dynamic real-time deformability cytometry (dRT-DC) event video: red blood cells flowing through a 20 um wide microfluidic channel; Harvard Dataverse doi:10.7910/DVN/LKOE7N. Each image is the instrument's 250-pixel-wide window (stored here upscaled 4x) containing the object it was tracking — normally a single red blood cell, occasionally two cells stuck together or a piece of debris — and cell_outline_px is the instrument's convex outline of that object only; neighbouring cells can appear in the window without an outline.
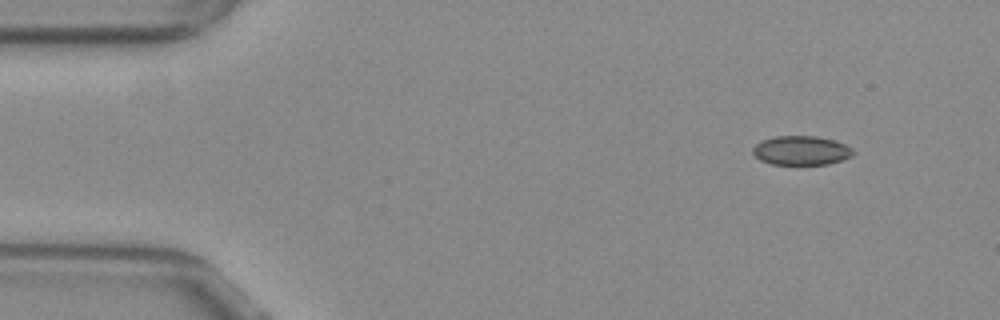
{"species": "common noctule bat (a hibernating species)", "species_latin": "Nyctalus noctula", "temperature_condition": "warm", "stored_images_in_passage": 49, "camera_frame_rate_fps": 3000, "um_per_image_px": 0.085, "animal": {"sex": "female", "body_mass_g": 29.2, "forearm_length_mm": 56.3}, "frame": {"image": 1, "passage_image": 1, "time_ms": 0.0, "image_size_px": [1000, 320], "cell_outline_px": [[852, 156], [844, 160], [828, 164], [772, 164], [760, 160], [752, 152], [752, 148], [756, 144], [764, 140], [776, 136], [816, 136], [832, 140], [844, 144], [852, 148]], "centroid_in_image_um": [68.1, 12.8], "position_along_channel_um": 16.9, "area_um2": 16.88}}
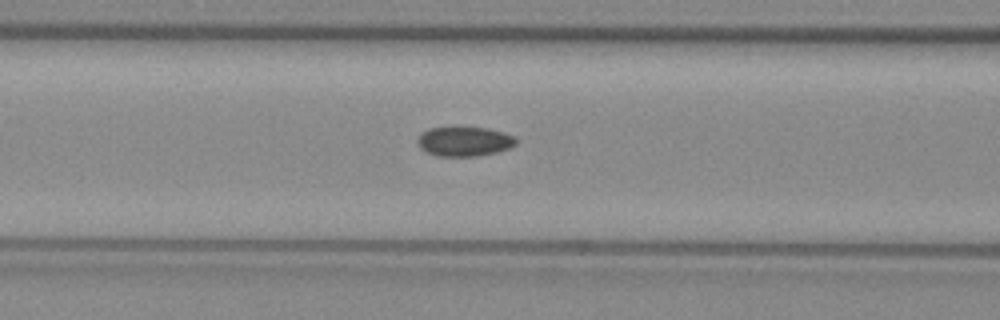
{"frame": {"image": 2, "passage_image": 17, "time_ms": 5.333, "image_size_px": [1000, 320], "cell_outline_px": [[516, 144], [508, 148], [496, 152], [480, 156], [436, 156], [420, 148], [416, 140], [428, 128], [488, 128], [504, 132], [516, 136]], "centroid_in_image_um": [39.49, 12.03], "position_along_channel_um": 127.1, "area_um2": 16.82}}
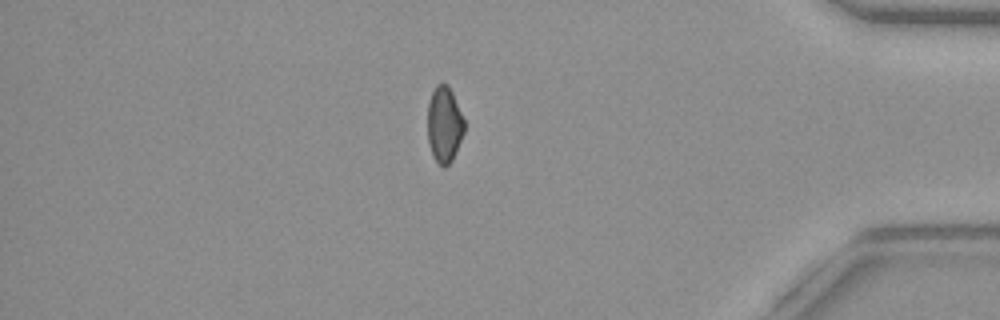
{"frame": {"image": 3, "passage_image": 41, "time_ms": 13.333, "image_size_px": [1000, 320], "cell_outline_px": [[464, 132], [452, 160], [444, 168], [432, 156], [428, 140], [428, 104], [432, 92], [436, 84], [448, 84], [452, 92], [464, 120]], "centroid_in_image_um": [37.76, 10.58], "position_along_channel_um": 397.4, "area_um2": 16.07}, "authors_computed_cell_mechanics": {"area_um2": 17.051, "velocity_mm_per_s": 3.8668, "shape_relaxation_time_tau1_ms": null, "shape_relaxation_time_tau2_ms": 2.6127, "deformation_change_tau1": null, "deformation_change_tau2": 0.0722}}